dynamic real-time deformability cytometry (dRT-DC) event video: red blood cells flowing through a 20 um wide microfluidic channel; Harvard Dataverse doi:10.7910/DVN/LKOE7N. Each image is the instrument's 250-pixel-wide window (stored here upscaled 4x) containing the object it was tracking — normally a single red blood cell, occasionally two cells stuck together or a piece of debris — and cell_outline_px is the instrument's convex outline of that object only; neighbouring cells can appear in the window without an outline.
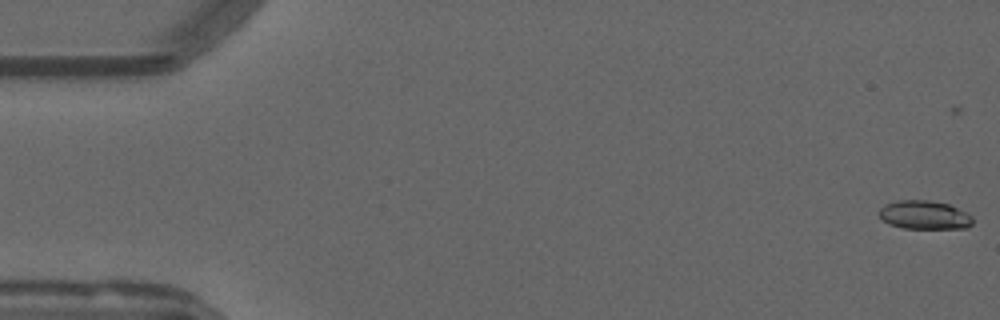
{"species": "common noctule bat (a hibernating species)", "species_latin": "Nyctalus noctula", "temperature_condition": "warm", "stored_images_in_passage": 55, "camera_frame_rate_fps": 3000, "um_per_image_px": 0.085, "animal": {"sex": "male", "forearm_length_mm": 52.5}, "frame": {"image": 1, "passage_image": 2, "time_ms": 0.333, "image_size_px": [1000, 320], "cell_outline_px": [[972, 224], [968, 228], [904, 228], [888, 224], [880, 216], [880, 208], [884, 204], [900, 200], [928, 200], [948, 204], [972, 216]], "centroid_in_image_um": [78.56, 18.27], "position_along_channel_um": 6.4, "area_um2": 15.43}}
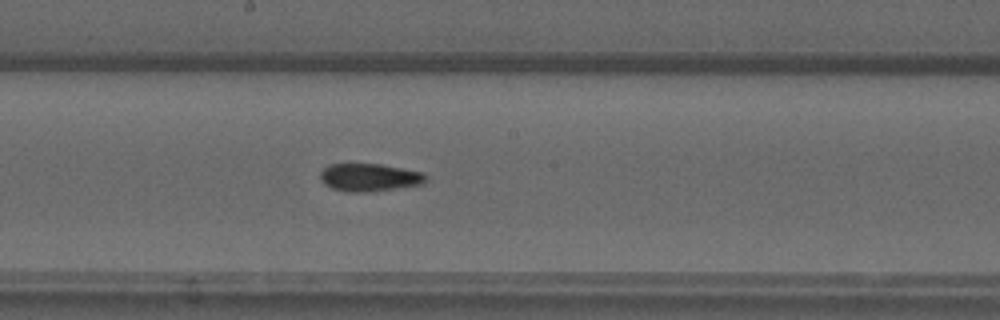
{"frame": {"image": 2, "passage_image": 30, "time_ms": 9.667, "image_size_px": [1000, 320], "cell_outline_px": [[428, 180], [424, 184], [368, 192], [344, 192], [332, 188], [324, 184], [320, 180], [320, 172], [328, 164], [380, 164], [424, 172], [428, 176]], "centroid_in_image_um": [31.42, 15.08], "position_along_channel_um": 216.8, "area_um2": 17.34}}
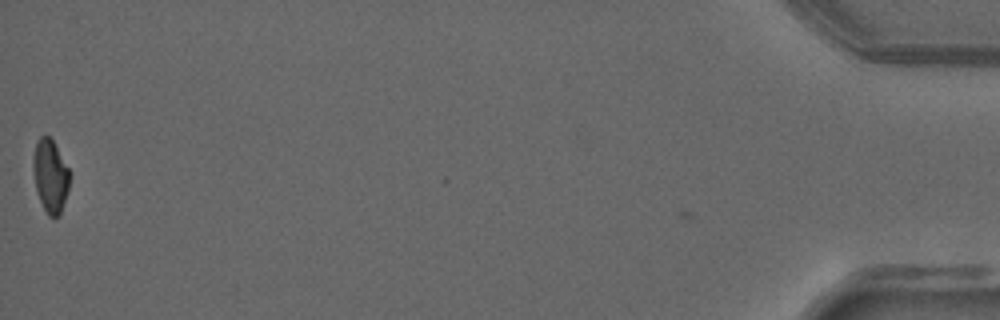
{"frame": {"image": 3, "passage_image": 55, "time_ms": 18.0, "image_size_px": [1000, 320], "cell_outline_px": [[68, 188], [60, 216], [48, 216], [36, 192], [32, 168], [32, 160], [36, 140], [40, 136], [48, 136], [52, 140], [68, 168]], "centroid_in_image_um": [4.23, 14.95], "position_along_channel_um": 431.0, "area_um2": 15.32}, "authors_computed_cell_mechanics": {"area_um2": 16.5308, "velocity_mm_per_s": 3.8124, "shape_relaxation_time_tau1_ms": null, "shape_relaxation_time_tau2_ms": 2.8655, "deformation_change_tau1": null, "deformation_change_tau2": 0.0911}}